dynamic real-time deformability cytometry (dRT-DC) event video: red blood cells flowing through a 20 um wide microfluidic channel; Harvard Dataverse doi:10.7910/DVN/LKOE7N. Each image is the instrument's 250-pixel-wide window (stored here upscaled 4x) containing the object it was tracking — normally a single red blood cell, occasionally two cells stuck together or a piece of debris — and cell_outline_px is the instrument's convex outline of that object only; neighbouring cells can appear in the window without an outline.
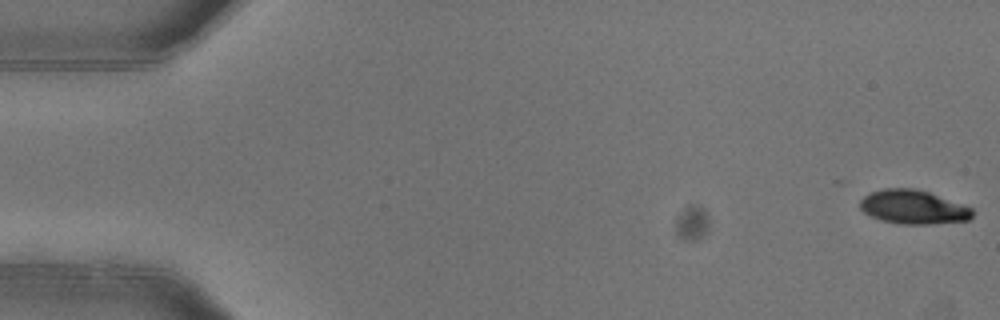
{"species": "common noctule bat (a hibernating species)", "species_latin": "Nyctalus noctula", "temperature_condition": "warm", "stored_images_in_passage": 4, "camera_frame_rate_fps": 3000, "um_per_image_px": 0.085, "animal": {"sex": "female"}, "frame": {"image": 1, "passage_image": 1, "time_ms": 0.0, "image_size_px": [1000, 320], "cell_outline_px": [[972, 216], [968, 220], [928, 224], [900, 224], [880, 220], [864, 212], [860, 208], [860, 200], [868, 192], [884, 188], [916, 188], [928, 192], [972, 208]], "centroid_in_image_um": [77.57, 17.59], "position_along_channel_um": 7.4, "area_um2": 22.08}}